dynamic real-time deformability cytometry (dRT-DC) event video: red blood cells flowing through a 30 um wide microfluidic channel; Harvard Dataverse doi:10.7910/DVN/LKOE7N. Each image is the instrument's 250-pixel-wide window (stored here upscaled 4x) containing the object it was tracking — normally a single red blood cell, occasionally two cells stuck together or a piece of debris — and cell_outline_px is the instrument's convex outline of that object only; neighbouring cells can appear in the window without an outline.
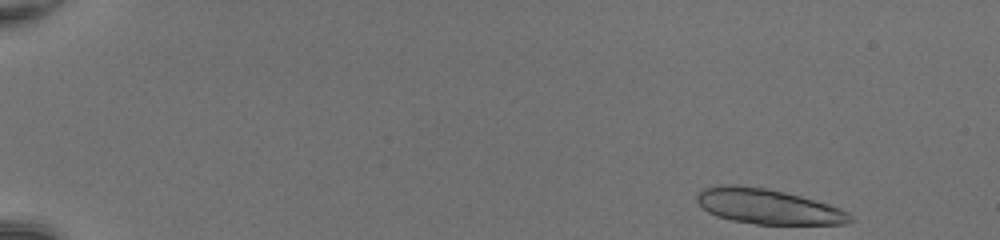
{"species": "common noctule bat (a hibernating species)", "species_latin": "Nyctalus noctula", "temperature_condition": "room temperature", "stored_images_in_passage": 27, "segment_of_instrument_passage": [1, 2], "camera_frame_rate_fps": 3000, "um_per_image_px": 0.085, "animal": {"sex": "female", "body_mass_g": 20.0, "forearm_length_mm": 54.0}, "frame": {"image": 1, "passage_image": 1, "time_ms": 0.0, "image_size_px": [1000, 240], "cell_outline_px": [[856, 220], [844, 224], [756, 224], [732, 220], [716, 216], [708, 212], [696, 200], [696, 192], [704, 188], [716, 184], [736, 184], [768, 188], [800, 196], [828, 204], [840, 208], [848, 212]], "centroid_in_image_um": [65.25, 17.54], "position_along_channel_um": 19.8, "area_um2": 31.56}}